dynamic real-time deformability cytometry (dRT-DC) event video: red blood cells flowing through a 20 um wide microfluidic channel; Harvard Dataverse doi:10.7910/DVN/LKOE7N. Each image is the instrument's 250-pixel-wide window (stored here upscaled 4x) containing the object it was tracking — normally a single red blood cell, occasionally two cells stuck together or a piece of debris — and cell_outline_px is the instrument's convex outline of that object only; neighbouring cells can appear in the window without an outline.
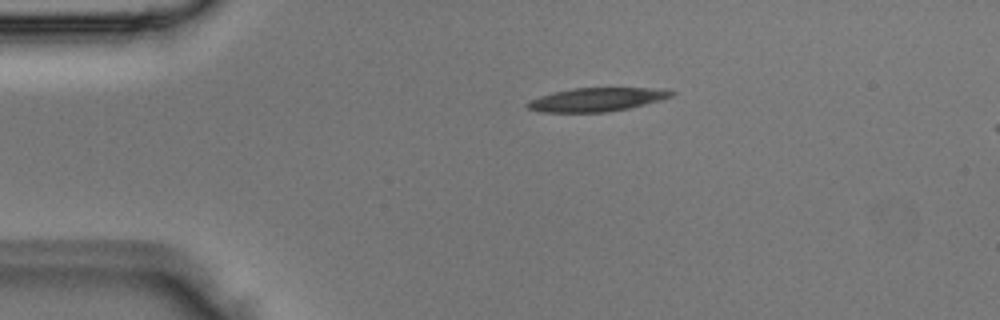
{"species": "Egyptian fruit bat (a non-hibernating species)", "species_latin": "Rousettus aegyptiacus", "temperature_condition": "room temperature", "stored_images_in_passage": 2, "camera_frame_rate_fps": 3000, "um_per_image_px": 0.085, "animal": {"sex": "male"}, "frame": {"image": 1, "passage_image": 1, "time_ms": 0.0, "image_size_px": [1000, 320], "cell_outline_px": [[676, 92], [672, 96], [660, 100], [628, 108], [604, 112], [540, 112], [528, 108], [524, 104], [540, 96], [552, 92], [572, 88], [660, 88]], "centroid_in_image_um": [50.71, 8.45], "position_along_channel_um": 34.3, "area_um2": 19.65}}